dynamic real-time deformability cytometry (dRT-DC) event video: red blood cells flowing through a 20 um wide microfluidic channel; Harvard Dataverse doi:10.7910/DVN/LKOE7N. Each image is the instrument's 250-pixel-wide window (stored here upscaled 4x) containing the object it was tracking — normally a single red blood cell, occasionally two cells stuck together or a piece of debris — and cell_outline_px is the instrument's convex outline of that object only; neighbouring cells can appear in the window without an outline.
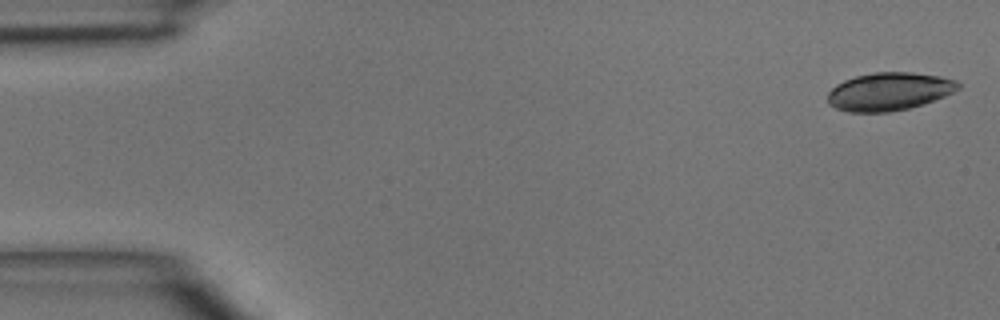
{"species": "common noctule bat (a hibernating species)", "species_latin": "Nyctalus noctula", "temperature_condition": "room temperature", "stored_images_in_passage": 12, "camera_frame_rate_fps": 3000, "um_per_image_px": 0.085, "animal": {"sex": "male", "body_mass_g": 15.6}, "frame": {"image": 1, "passage_image": 1, "time_ms": 0.0, "image_size_px": [1000, 320], "cell_outline_px": [[960, 88], [944, 96], [924, 104], [908, 108], [888, 112], [848, 112], [836, 108], [828, 104], [828, 92], [836, 84], [844, 80], [856, 76], [872, 72], [912, 72], [940, 76], [956, 80], [960, 84]], "centroid_in_image_um": [75.56, 7.77], "position_along_channel_um": 9.4, "area_um2": 28.96}}